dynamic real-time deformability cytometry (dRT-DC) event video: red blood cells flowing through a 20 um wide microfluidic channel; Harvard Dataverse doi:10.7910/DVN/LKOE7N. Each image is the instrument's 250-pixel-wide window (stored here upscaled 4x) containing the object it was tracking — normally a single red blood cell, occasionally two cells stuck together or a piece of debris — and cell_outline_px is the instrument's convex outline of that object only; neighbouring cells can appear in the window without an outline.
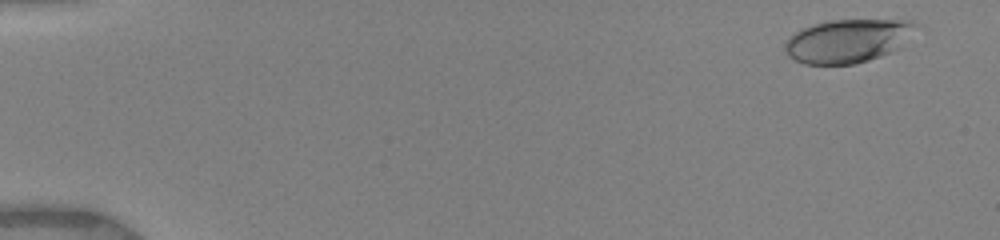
{"species": "human", "species_latin": "Homo sapiens", "temperature_condition": "warm", "stored_images_in_passage": 59, "camera_frame_rate_fps": 3000, "um_per_image_px": 0.085, "donor": {"sex": "female"}, "frame": {"image": 1, "passage_image": 4, "time_ms": 0.667, "image_size_px": [1000, 240], "cell_outline_px": [[916, 24], [888, 52], [880, 56], [868, 60], [852, 64], [804, 64], [788, 56], [784, 48], [784, 44], [800, 28], [812, 24], [832, 20], [912, 20]], "centroid_in_image_um": [71.89, 3.47], "position_along_channel_um": 13.1, "area_um2": 31.85}}
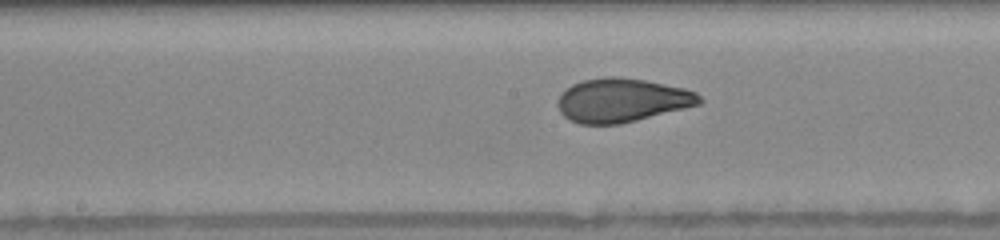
{"frame": {"image": 2, "passage_image": 37, "time_ms": 9.0, "image_size_px": [1000, 240], "cell_outline_px": [[704, 100], [700, 104], [620, 124], [580, 124], [568, 120], [560, 112], [556, 104], [560, 92], [572, 84], [584, 80], [604, 76], [620, 76], [644, 80], [684, 88], [696, 92]], "centroid_in_image_um": [52.82, 8.51], "position_along_channel_um": 195.4, "area_um2": 36.3}}
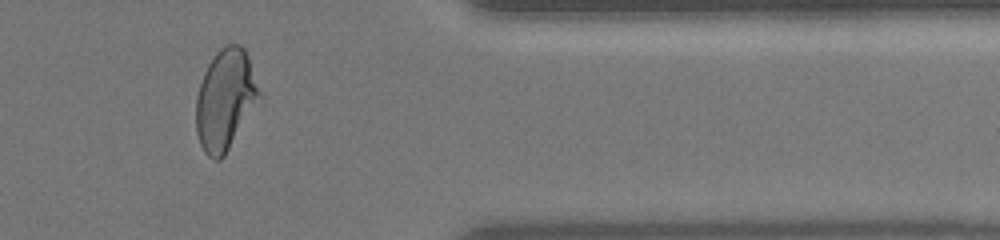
{"frame": {"image": 3, "passage_image": 55, "time_ms": 14.333, "image_size_px": [1000, 240], "cell_outline_px": [[260, 96], [224, 156], [220, 160], [212, 160], [204, 152], [200, 144], [196, 132], [196, 96], [204, 72], [208, 64], [216, 52], [224, 44], [240, 44], [244, 48], [248, 56], [260, 92]], "centroid_in_image_um": [19.11, 8.46], "position_along_channel_um": 392.3, "area_um2": 36.59}, "authors_computed_cell_mechanics": {"area_um2": 35.547, "velocity_mm_per_s": 3.9457, "shape_relaxation_time_tau1_ms": 4.1738, "shape_relaxation_time_tau2_ms": 0.6545, "deformation_change_tau1": 0.1793, "deformation_change_tau2": 0.0576}}